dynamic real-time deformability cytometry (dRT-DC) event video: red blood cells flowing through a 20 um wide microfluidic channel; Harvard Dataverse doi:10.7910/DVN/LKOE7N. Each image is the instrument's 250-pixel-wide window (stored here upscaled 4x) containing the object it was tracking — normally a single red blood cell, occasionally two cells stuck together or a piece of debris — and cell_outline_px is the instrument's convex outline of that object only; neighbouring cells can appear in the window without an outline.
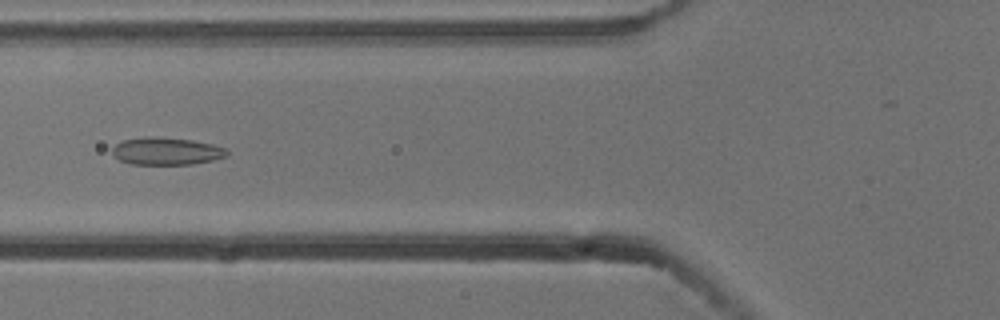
{"species": "common noctule bat (a hibernating species)", "species_latin": "Nyctalus noctula", "temperature_condition": "cold", "stored_images_in_passage": 6, "camera_frame_rate_fps": 3000, "um_per_image_px": 0.085, "animal": {"sex": "male", "body_mass_g": 13.3}, "frame": {"image": 1, "passage_image": 6, "time_ms": 1.667, "image_size_px": [1000, 320], "cell_outline_px": [[228, 156], [212, 160], [192, 164], [132, 164], [120, 160], [112, 156], [112, 148], [116, 144], [124, 140], [144, 136], [156, 136], [192, 140], [212, 144], [224, 148], [228, 152]], "centroid_in_image_um": [14.12, 12.84], "position_along_channel_um": 111.7, "area_um2": 18.38}}